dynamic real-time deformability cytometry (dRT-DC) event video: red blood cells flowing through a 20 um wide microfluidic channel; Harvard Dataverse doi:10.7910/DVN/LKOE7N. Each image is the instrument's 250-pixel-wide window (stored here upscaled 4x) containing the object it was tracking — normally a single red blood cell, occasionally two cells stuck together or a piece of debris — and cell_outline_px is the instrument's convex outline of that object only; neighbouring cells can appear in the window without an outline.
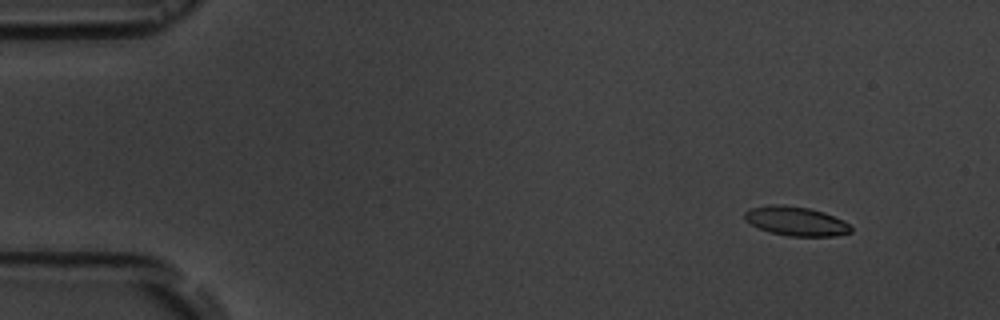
{"species": "common noctule bat (a hibernating species)", "species_latin": "Nyctalus noctula", "temperature_condition": "room temperature", "stored_images_in_passage": 4, "camera_frame_rate_fps": 3000, "um_per_image_px": 0.085, "animal": {"sex": "male", "body_mass_g": 19.5, "forearm_length_mm": 54.6}, "frame": {"image": 1, "passage_image": 1, "time_ms": 0.0, "image_size_px": [1000, 320], "cell_outline_px": [[852, 232], [836, 236], [788, 236], [772, 232], [760, 228], [744, 220], [744, 212], [752, 208], [772, 204], [780, 204], [808, 208], [824, 212], [848, 224], [852, 228]], "centroid_in_image_um": [67.65, 18.8], "position_along_channel_um": 17.4, "area_um2": 17.8}}
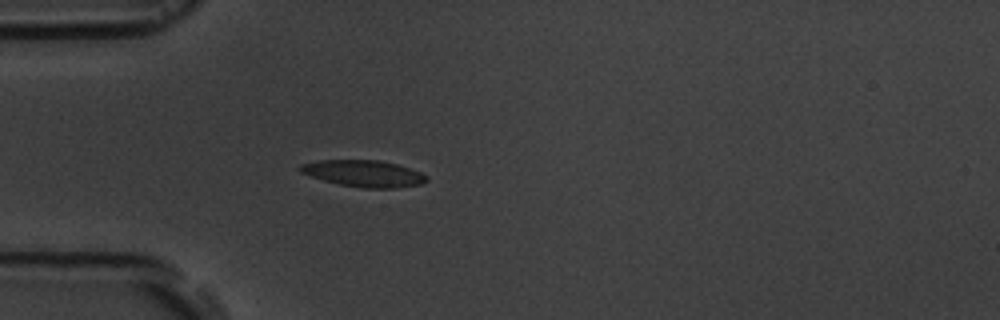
{"frame": {"image": 2, "passage_image": 4, "time_ms": 3.667, "image_size_px": [1000, 320], "cell_outline_px": [[428, 180], [420, 184], [392, 188], [364, 188], [340, 184], [324, 180], [300, 172], [296, 168], [300, 164], [320, 160], [380, 160], [396, 164], [420, 172], [428, 176]], "centroid_in_image_um": [30.9, 14.74], "position_along_channel_um": 54.1, "area_um2": 19.42}}